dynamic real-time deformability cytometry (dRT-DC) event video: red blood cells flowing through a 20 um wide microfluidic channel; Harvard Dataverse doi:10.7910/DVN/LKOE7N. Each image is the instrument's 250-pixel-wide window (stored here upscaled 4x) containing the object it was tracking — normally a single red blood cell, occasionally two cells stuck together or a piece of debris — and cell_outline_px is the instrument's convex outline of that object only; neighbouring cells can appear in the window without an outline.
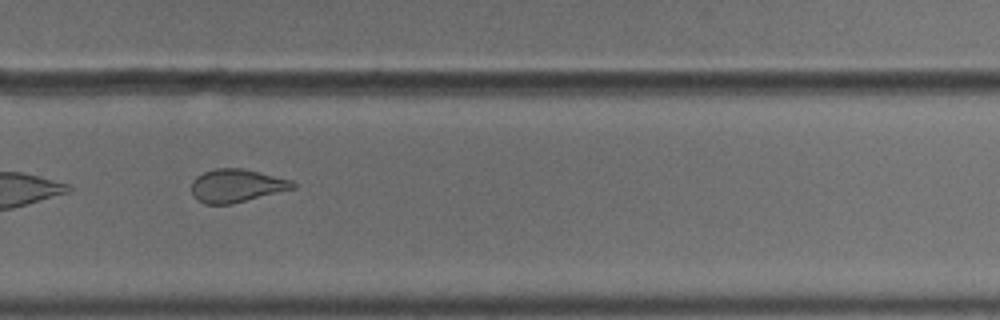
{"species": "common noctule bat (a hibernating species)", "species_latin": "Nyctalus noctula", "temperature_condition": "cold", "stored_images_in_passage": 12, "camera_frame_rate_fps": 3000, "um_per_image_px": 0.085, "animal": {"sex": "male", "body_mass_g": 18.8}, "frame": {"image": 1, "passage_image": 9, "time_ms": 2.667, "image_size_px": [1000, 320], "cell_outline_px": [[296, 188], [232, 204], [204, 204], [196, 200], [192, 192], [192, 180], [196, 176], [204, 172], [216, 168], [244, 168], [292, 180], [296, 184]], "centroid_in_image_um": [20.1, 15.78], "position_along_channel_um": 309.7, "area_um2": 19.71}}